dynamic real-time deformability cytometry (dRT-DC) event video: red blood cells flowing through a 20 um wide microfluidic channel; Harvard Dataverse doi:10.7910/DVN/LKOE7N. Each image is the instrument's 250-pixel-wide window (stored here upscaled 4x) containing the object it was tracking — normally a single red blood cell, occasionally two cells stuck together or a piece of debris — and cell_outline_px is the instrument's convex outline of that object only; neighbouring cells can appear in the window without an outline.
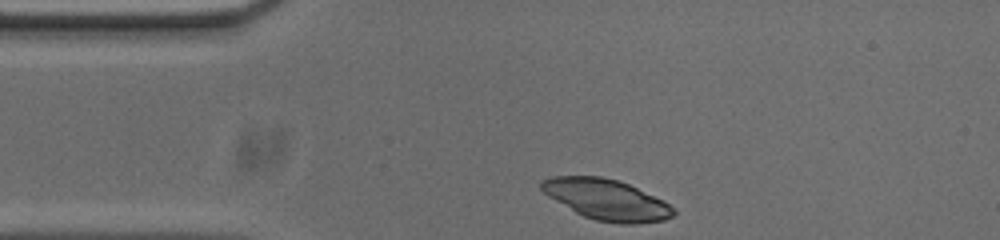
{"species": "common noctule bat (a hibernating species)", "species_latin": "Nyctalus noctula", "temperature_condition": "cold", "stored_images_in_passage": 34, "camera_frame_rate_fps": 3000, "um_per_image_px": 0.085, "animal": {"sex": "male", "body_mass_g": 20.0, "forearm_length_mm": 53.3}, "frame": {"image": 1, "passage_image": 1, "time_ms": 0.0, "image_size_px": [1000, 240], "cell_outline_px": [[676, 216], [664, 220], [636, 224], [620, 224], [596, 220], [584, 216], [576, 212], [548, 196], [540, 188], [540, 180], [552, 176], [600, 176], [616, 180], [628, 184], [664, 200], [676, 212]], "centroid_in_image_um": [51.57, 16.97], "position_along_channel_um": 33.4, "area_um2": 31.21}}